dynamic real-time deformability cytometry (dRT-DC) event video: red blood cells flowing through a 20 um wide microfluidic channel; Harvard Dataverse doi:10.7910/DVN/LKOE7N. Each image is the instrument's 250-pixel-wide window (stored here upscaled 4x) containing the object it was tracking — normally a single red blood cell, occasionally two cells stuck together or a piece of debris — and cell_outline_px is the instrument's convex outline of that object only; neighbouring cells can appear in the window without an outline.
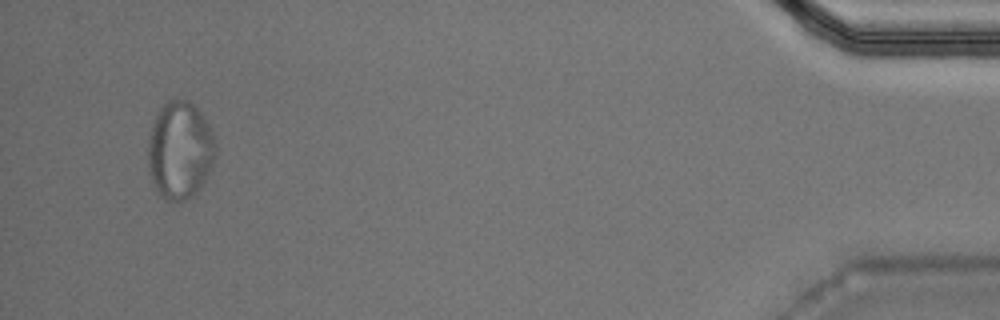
{"species": "Egyptian fruit bat (a non-hibernating species)", "species_latin": "Rousettus aegyptiacus", "temperature_condition": "warm", "stored_images_in_passage": 37, "segment_of_instrument_passage": [2, 2], "camera_frame_rate_fps": 3000, "um_per_image_px": 0.085, "animal": {"sex": "male"}, "frame": {"image": 1, "passage_image": 35, "time_ms": 11.333, "image_size_px": [1000, 320], "cell_outline_px": [[216, 156], [212, 168], [200, 188], [192, 196], [184, 200], [164, 200], [156, 188], [152, 180], [148, 168], [148, 140], [152, 124], [160, 108], [168, 100], [184, 100], [192, 104], [204, 116], [216, 140]], "centroid_in_image_um": [15.31, 12.78], "position_along_channel_um": 419.9, "area_um2": 38.49}}